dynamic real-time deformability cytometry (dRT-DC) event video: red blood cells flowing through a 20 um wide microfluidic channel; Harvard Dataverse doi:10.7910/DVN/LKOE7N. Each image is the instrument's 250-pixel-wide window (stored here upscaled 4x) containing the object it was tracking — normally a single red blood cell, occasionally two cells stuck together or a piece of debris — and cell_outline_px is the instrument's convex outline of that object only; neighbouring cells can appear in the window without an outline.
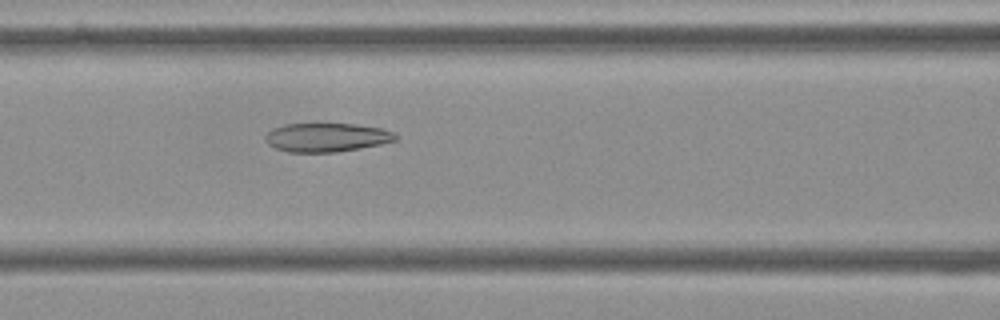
{"species": "Egyptian fruit bat (a non-hibernating species)", "species_latin": "Rousettus aegyptiacus", "temperature_condition": "cold", "stored_images_in_passage": 47, "camera_frame_rate_fps": 3000, "um_per_image_px": 0.085, "frame": {"image": 1, "passage_image": 15, "time_ms": 4.667, "image_size_px": [1000, 320], "cell_outline_px": [[396, 140], [380, 144], [360, 148], [336, 152], [288, 152], [276, 148], [268, 144], [264, 140], [264, 136], [272, 128], [284, 124], [356, 124], [384, 128], [392, 132], [396, 136]], "centroid_in_image_um": [27.73, 11.67], "position_along_channel_um": 138.9, "area_um2": 21.85}}
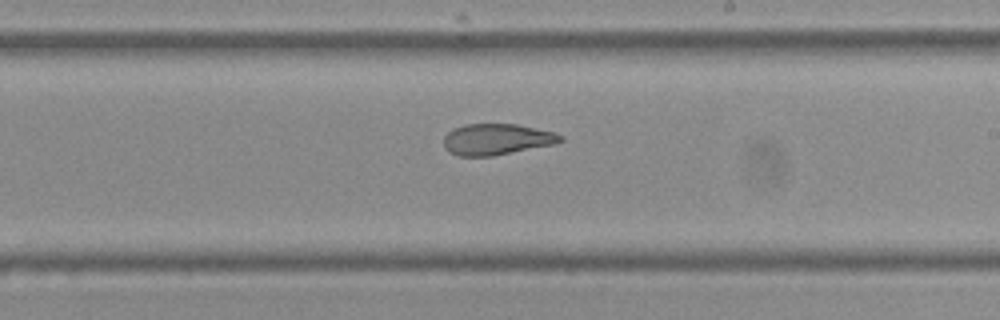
{"frame": {"image": 2, "passage_image": 24, "time_ms": 7.667, "image_size_px": [1000, 320], "cell_outline_px": [[564, 140], [552, 144], [492, 156], [460, 156], [448, 152], [444, 148], [444, 136], [452, 128], [464, 124], [516, 124], [552, 132], [564, 136]], "centroid_in_image_um": [42.15, 11.84], "position_along_channel_um": 246.8, "area_um2": 21.04}}
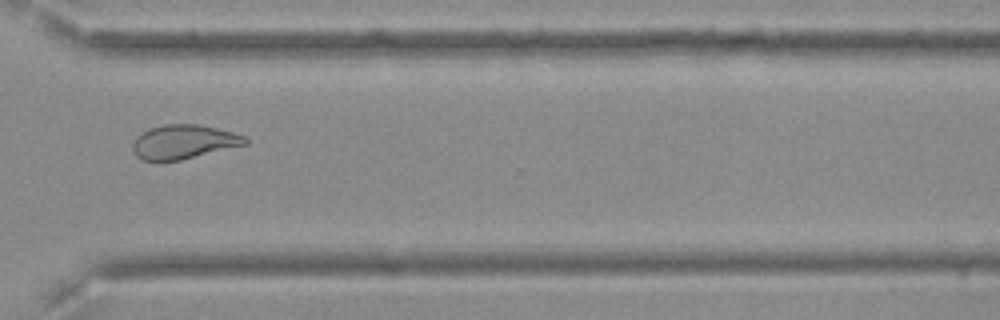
{"frame": {"image": 3, "passage_image": 33, "time_ms": 10.667, "image_size_px": [1000, 320], "cell_outline_px": [[248, 144], [180, 160], [144, 160], [136, 156], [132, 148], [132, 144], [136, 136], [148, 128], [164, 124], [200, 124], [232, 132], [244, 136], [248, 140]], "centroid_in_image_um": [15.6, 12.04], "position_along_channel_um": 355.0, "area_um2": 22.31}, "authors_computed_cell_mechanics": {"area_um2": 23.4668, "velocity_mm_per_s": 3.6038, "shape_relaxation_time_tau1_ms": null, "shape_relaxation_time_tau2_ms": 2.7877, "deformation_change_tau1": null, "deformation_change_tau2": 0.0924}}